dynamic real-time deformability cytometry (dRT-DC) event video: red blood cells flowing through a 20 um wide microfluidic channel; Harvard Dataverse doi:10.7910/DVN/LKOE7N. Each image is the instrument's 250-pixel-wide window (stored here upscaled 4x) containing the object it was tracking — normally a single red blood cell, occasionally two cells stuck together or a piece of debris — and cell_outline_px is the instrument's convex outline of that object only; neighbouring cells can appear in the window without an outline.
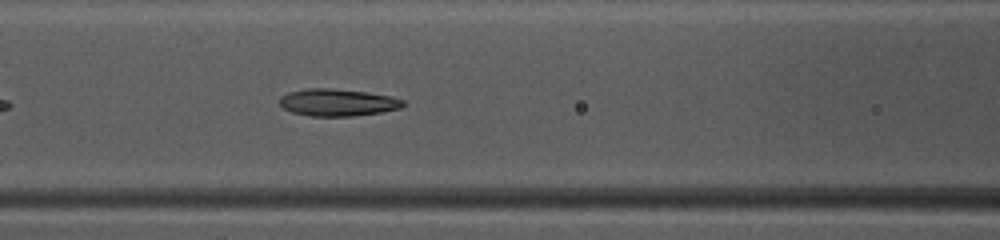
{"species": "common noctule bat (a hibernating species)", "species_latin": "Nyctalus noctula", "temperature_condition": "warm", "stored_images_in_passage": 37, "camera_frame_rate_fps": 3000, "um_per_image_px": 0.085, "animal": {"sex": "female", "body_mass_g": 10.0, "forearm_length_mm": 53.1}, "frame": {"image": 1, "passage_image": 10, "time_ms": 3.0, "image_size_px": [1000, 240], "cell_outline_px": [[404, 104], [400, 108], [380, 112], [352, 116], [312, 116], [292, 112], [284, 108], [280, 104], [280, 96], [288, 92], [308, 88], [332, 88], [368, 92], [392, 96], [404, 100]], "centroid_in_image_um": [28.7, 8.7], "position_along_channel_um": 137.9, "area_um2": 19.54}}
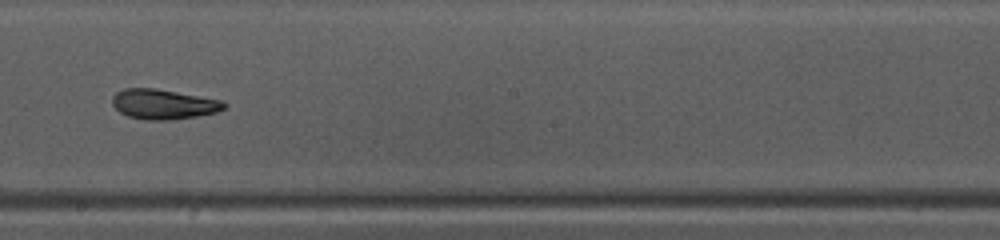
{"frame": {"image": 2, "passage_image": 17, "time_ms": 5.333, "image_size_px": [1000, 240], "cell_outline_px": [[228, 104], [224, 108], [216, 112], [196, 116], [168, 120], [144, 120], [128, 116], [120, 112], [112, 104], [112, 96], [116, 92], [124, 88], [156, 88], [224, 100]], "centroid_in_image_um": [13.9, 8.85], "position_along_channel_um": 234.3, "area_um2": 19.65}}
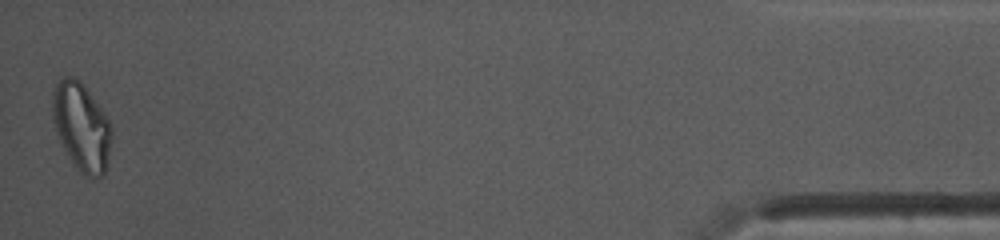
{"frame": {"image": 3, "passage_image": 37, "time_ms": 12.0, "image_size_px": [1000, 240], "cell_outline_px": [[112, 136], [104, 176], [96, 180], [92, 180], [84, 176], [72, 164], [56, 132], [52, 116], [52, 92], [60, 76], [76, 76], [80, 80], [100, 108], [108, 120], [112, 128]], "centroid_in_image_um": [6.91, 10.8], "position_along_channel_um": 428.3, "area_um2": 30.58}, "authors_computed_cell_mechanics": {"area_um2": 19.9988, "velocity_mm_per_s": 4.1382, "shape_relaxation_time_tau1_ms": 3.4165, "shape_relaxation_time_tau2_ms": 2.1651, "deformation_change_tau1": 0.1485, "deformation_change_tau2": 0.0955}}